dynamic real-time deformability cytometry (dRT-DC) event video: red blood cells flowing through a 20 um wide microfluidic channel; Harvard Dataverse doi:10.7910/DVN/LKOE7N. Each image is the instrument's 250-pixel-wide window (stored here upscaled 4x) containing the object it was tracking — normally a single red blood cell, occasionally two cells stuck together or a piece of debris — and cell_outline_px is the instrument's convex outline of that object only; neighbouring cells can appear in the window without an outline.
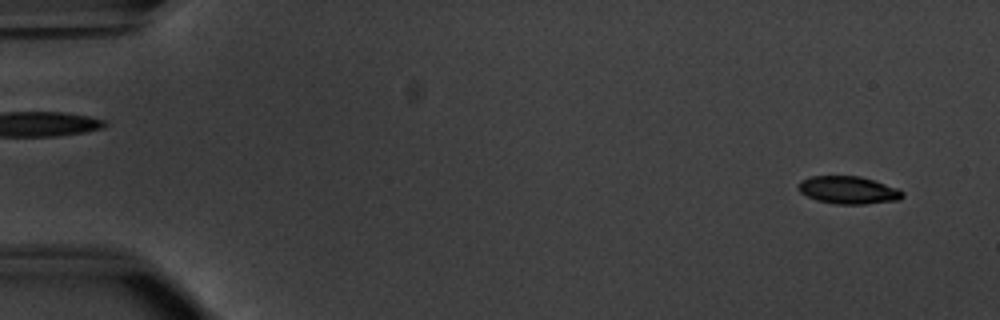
{"species": "common noctule bat (a hibernating species)", "species_latin": "Nyctalus noctula", "temperature_condition": "warm", "stored_images_in_passage": 52, "camera_frame_rate_fps": 3000, "um_per_image_px": 0.085, "animal": {"sex": "male", "body_mass_g": 20.1, "forearm_length_mm": 53.5}, "frame": {"image": 1, "passage_image": 4, "time_ms": 1.0, "image_size_px": [1000, 320], "cell_outline_px": [[904, 196], [900, 200], [864, 204], [836, 204], [816, 200], [800, 192], [796, 188], [796, 184], [800, 180], [812, 176], [860, 176], [896, 188], [904, 192]], "centroid_in_image_um": [72.07, 16.16], "position_along_channel_um": 12.9, "area_um2": 16.82}}
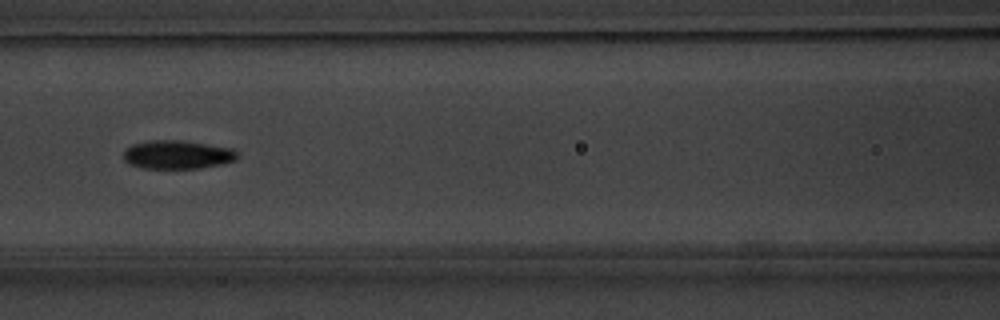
{"frame": {"image": 2, "passage_image": 25, "time_ms": 8.0, "image_size_px": [1000, 320], "cell_outline_px": [[240, 156], [236, 160], [220, 164], [200, 168], [144, 168], [128, 164], [124, 160], [124, 152], [132, 144], [148, 140], [184, 140], [232, 148]], "centroid_in_image_um": [15.09, 13.13], "position_along_channel_um": 151.5, "area_um2": 19.02}}
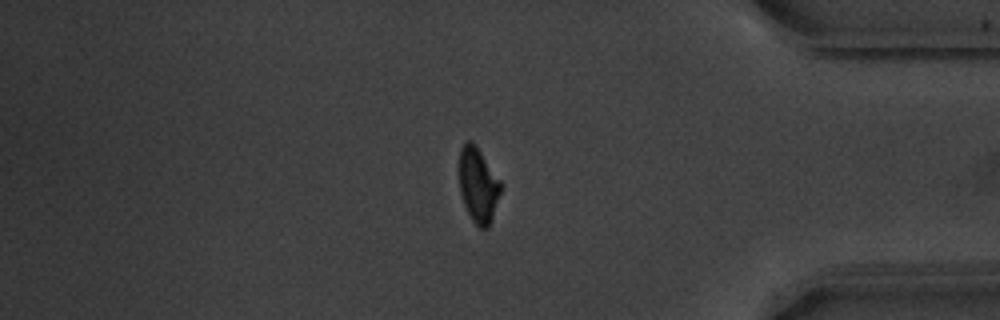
{"frame": {"image": 3, "passage_image": 46, "time_ms": 15.0, "image_size_px": [1000, 320], "cell_outline_px": [[500, 192], [492, 220], [488, 228], [480, 228], [472, 220], [464, 204], [460, 192], [460, 148], [468, 140], [472, 140], [476, 144], [500, 180]], "centroid_in_image_um": [40.64, 15.72], "position_along_channel_um": 394.6, "area_um2": 17.92}}